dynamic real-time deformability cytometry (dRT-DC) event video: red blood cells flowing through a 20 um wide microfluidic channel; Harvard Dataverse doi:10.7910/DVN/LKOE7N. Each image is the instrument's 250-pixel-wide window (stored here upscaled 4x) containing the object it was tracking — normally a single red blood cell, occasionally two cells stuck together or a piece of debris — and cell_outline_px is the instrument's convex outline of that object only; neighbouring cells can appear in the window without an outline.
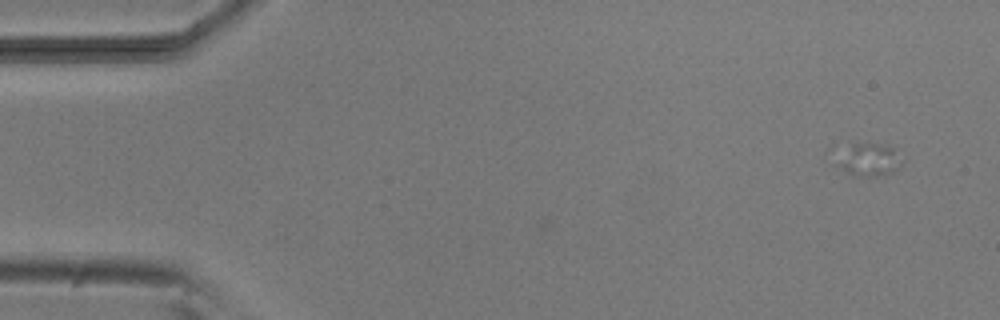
{"species": "common noctule bat (a hibernating species)", "species_latin": "Nyctalus noctula", "temperature_condition": "room temperature", "stored_images_in_passage": 5, "camera_frame_rate_fps": 3000, "um_per_image_px": 0.085, "animal": {"sex": "male", "body_mass_g": 20.5, "forearm_length_mm": 52.5}, "frame": {"image": 1, "passage_image": 2, "time_ms": 1.333, "image_size_px": [1000, 320], "cell_outline_px": [[900, 168], [896, 172], [876, 176], [852, 176], [840, 164], [840, 148], [852, 144], [880, 144], [892, 148], [900, 164]], "centroid_in_image_um": [73.85, 13.59], "position_along_channel_um": 11.2, "area_um2": 11.85}}